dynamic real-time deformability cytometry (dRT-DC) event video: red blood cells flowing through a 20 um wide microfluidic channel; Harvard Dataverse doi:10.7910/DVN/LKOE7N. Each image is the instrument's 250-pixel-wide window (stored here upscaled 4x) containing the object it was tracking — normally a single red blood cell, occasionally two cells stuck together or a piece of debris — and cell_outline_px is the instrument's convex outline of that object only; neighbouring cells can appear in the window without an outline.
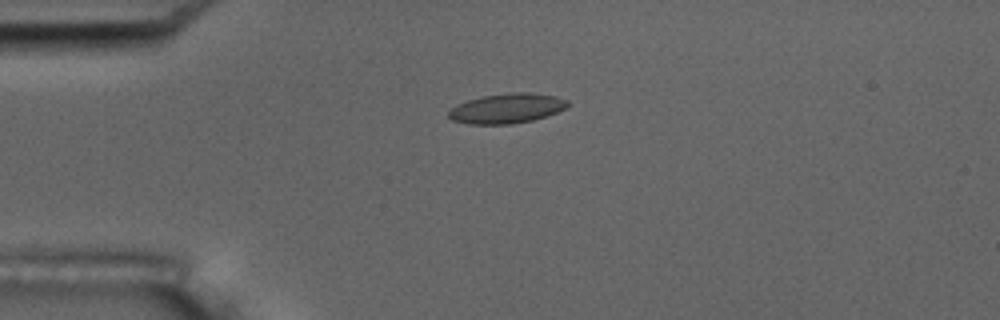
{"species": "common noctule bat (a hibernating species)", "species_latin": "Nyctalus noctula", "temperature_condition": "room temperature", "stored_images_in_passage": 6, "camera_frame_rate_fps": 3000, "um_per_image_px": 0.085, "animal": {"sex": "male", "body_mass_g": 17.5, "forearm_length_mm": 52.3}, "frame": {"image": 1, "passage_image": 1, "time_ms": 0.0, "image_size_px": [1000, 320], "cell_outline_px": [[568, 104], [564, 108], [556, 112], [532, 120], [512, 124], [468, 124], [452, 120], [448, 116], [448, 112], [456, 104], [468, 100], [484, 96], [512, 92], [532, 92], [556, 96], [568, 100]], "centroid_in_image_um": [43.06, 9.21], "position_along_channel_um": 41.9, "area_um2": 20.58}}
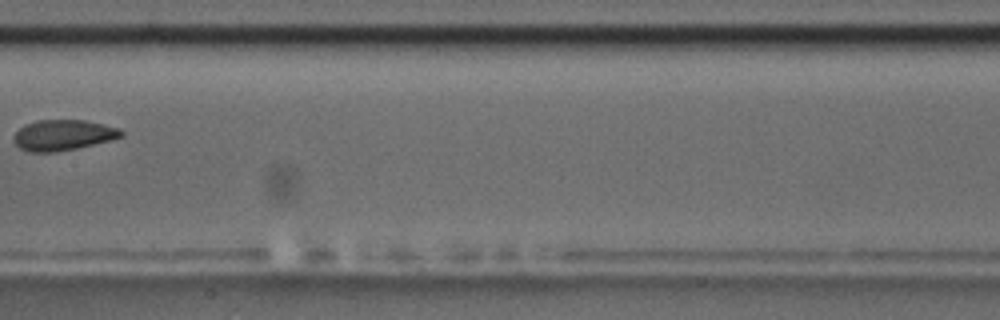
{"frame": {"image": 2, "passage_image": 5, "time_ms": 5.0, "image_size_px": [1000, 320], "cell_outline_px": [[124, 136], [112, 140], [76, 148], [56, 152], [28, 152], [20, 148], [12, 140], [12, 136], [24, 124], [36, 120], [84, 120], [120, 128], [124, 132]], "centroid_in_image_um": [5.35, 11.48], "position_along_channel_um": 202.1, "area_um2": 19.36}}
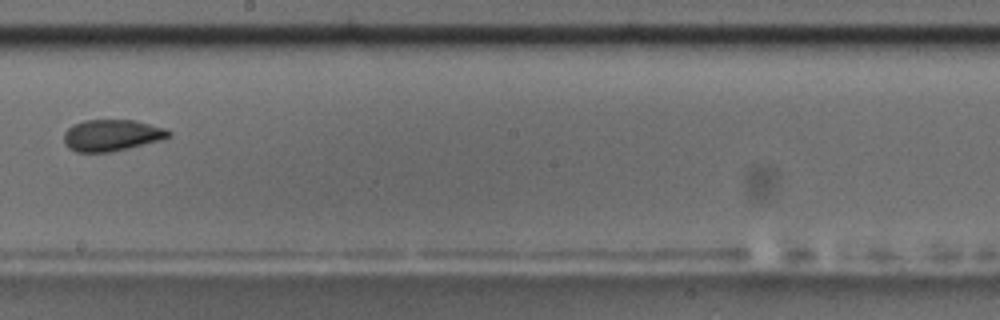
{"frame": {"image": 3, "passage_image": 6, "time_ms": 6.0, "image_size_px": [1000, 320], "cell_outline_px": [[172, 136], [160, 140], [112, 152], [76, 152], [68, 148], [64, 144], [64, 132], [72, 124], [84, 120], [136, 120], [168, 128], [172, 132]], "centroid_in_image_um": [9.51, 11.49], "position_along_channel_um": 238.7, "area_um2": 19.54}}